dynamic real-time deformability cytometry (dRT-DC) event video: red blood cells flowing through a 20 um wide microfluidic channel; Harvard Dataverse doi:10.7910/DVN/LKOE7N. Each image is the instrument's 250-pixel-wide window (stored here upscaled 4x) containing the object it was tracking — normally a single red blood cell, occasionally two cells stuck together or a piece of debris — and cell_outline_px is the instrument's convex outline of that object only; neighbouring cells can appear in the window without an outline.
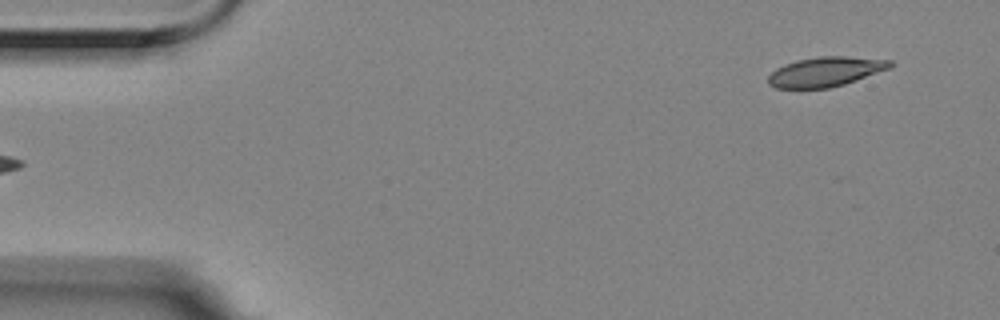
{"species": "Egyptian fruit bat (a non-hibernating species)", "species_latin": "Rousettus aegyptiacus", "temperature_condition": "room temperature", "stored_images_in_passage": 4, "camera_frame_rate_fps": 3000, "um_per_image_px": 0.085, "animal": {"sex": "female"}, "frame": {"image": 1, "passage_image": 4, "time_ms": 1.0, "image_size_px": [1000, 320], "cell_outline_px": [[896, 64], [892, 68], [844, 84], [828, 88], [776, 88], [768, 84], [768, 76], [776, 68], [784, 64], [796, 60], [820, 56], [844, 56], [892, 60]], "centroid_in_image_um": [70.2, 6.09], "position_along_channel_um": 14.8, "area_um2": 21.21}}